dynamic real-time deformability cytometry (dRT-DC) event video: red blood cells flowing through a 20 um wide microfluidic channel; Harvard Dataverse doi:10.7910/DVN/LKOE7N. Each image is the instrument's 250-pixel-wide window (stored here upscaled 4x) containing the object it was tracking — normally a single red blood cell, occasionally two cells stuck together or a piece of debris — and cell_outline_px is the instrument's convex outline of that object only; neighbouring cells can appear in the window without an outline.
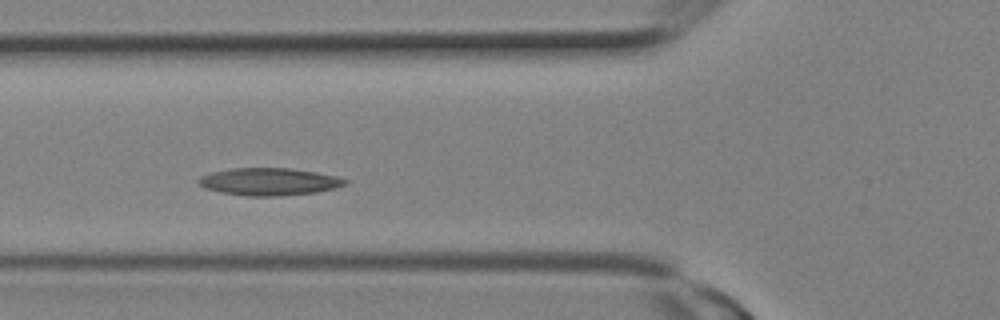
{"species": "Egyptian fruit bat (a non-hibernating species)", "species_latin": "Rousettus aegyptiacus", "temperature_condition": "room temperature", "stored_images_in_passage": 23, "segment_of_instrument_passage": [1, 2], "camera_frame_rate_fps": 3000, "um_per_image_px": 0.085, "animal": {"sex": "female"}, "frame": {"image": 1, "passage_image": 7, "time_ms": 2.0, "image_size_px": [1000, 320], "cell_outline_px": [[348, 184], [336, 188], [316, 192], [280, 196], [248, 196], [220, 192], [204, 188], [196, 180], [200, 176], [212, 172], [232, 168], [292, 168], [316, 172], [336, 176], [348, 180]], "centroid_in_image_um": [22.88, 15.44], "position_along_channel_um": 102.9, "area_um2": 23.52}}
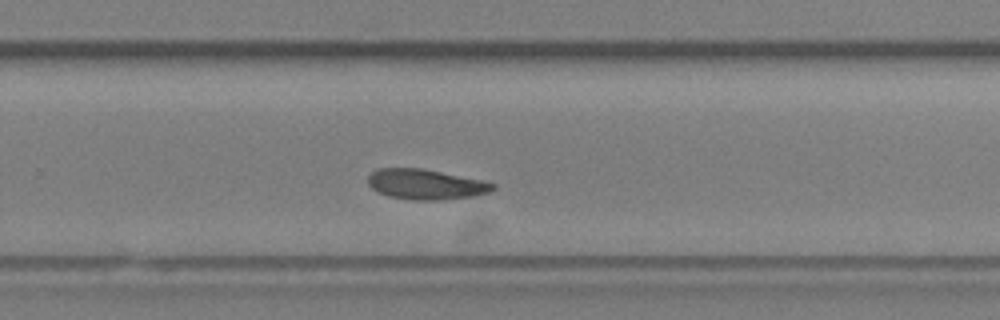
{"frame": {"image": 2, "passage_image": 14, "time_ms": 4.333, "image_size_px": [1000, 320], "cell_outline_px": [[496, 188], [488, 192], [476, 196], [440, 200], [412, 200], [388, 196], [372, 188], [368, 184], [368, 176], [376, 168], [424, 168], [480, 180], [496, 184]], "centroid_in_image_um": [36.18, 15.67], "position_along_channel_um": 293.6, "area_um2": 22.02}}
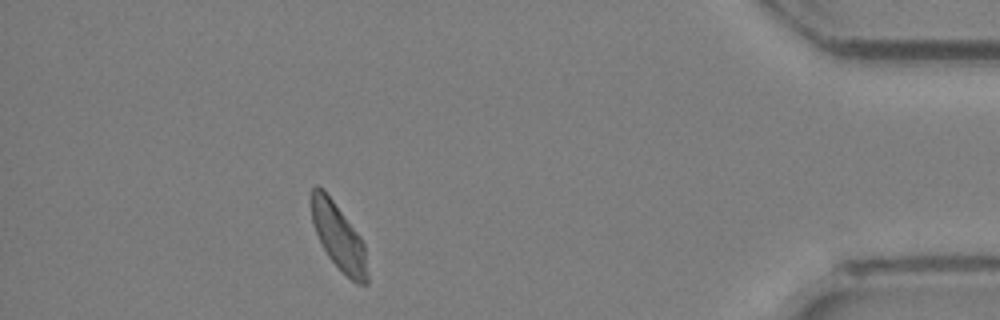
{"frame": {"image": 3, "passage_image": 20, "time_ms": 6.333, "image_size_px": [1000, 320], "cell_outline_px": [[368, 284], [356, 284], [328, 256], [312, 224], [312, 188], [316, 184], [324, 188], [360, 236], [364, 244], [368, 276]], "centroid_in_image_um": [28.79, 20.1], "position_along_channel_um": 406.4, "area_um2": 21.27}}